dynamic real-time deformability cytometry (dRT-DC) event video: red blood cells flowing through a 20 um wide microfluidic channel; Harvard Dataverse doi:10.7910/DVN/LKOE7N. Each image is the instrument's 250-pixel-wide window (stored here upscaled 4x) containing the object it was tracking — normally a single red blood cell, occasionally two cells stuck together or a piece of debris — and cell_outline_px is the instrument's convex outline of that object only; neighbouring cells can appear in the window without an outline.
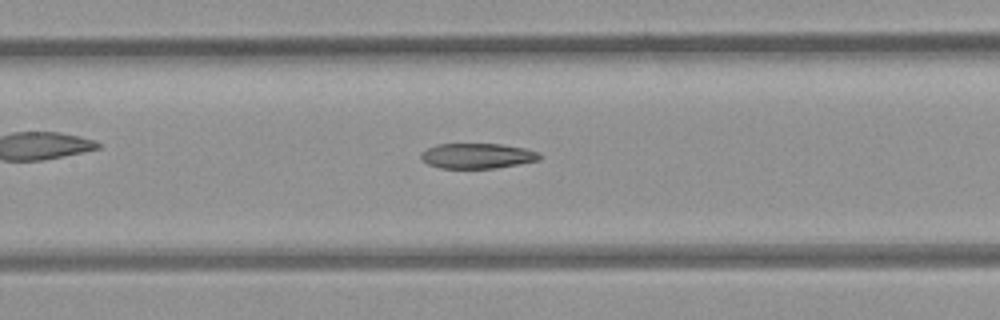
{"species": "common noctule bat (a hibernating species)", "species_latin": "Nyctalus noctula", "temperature_condition": "room temperature", "stored_images_in_passage": 33, "camera_frame_rate_fps": 3000, "um_per_image_px": 0.085, "animal": {"sex": "female", "body_mass_g": 21.9}, "frame": {"image": 1, "passage_image": 15, "time_ms": 4.667, "image_size_px": [1000, 320], "cell_outline_px": [[540, 160], [496, 168], [440, 168], [428, 164], [420, 156], [420, 152], [436, 144], [500, 144], [524, 148], [540, 152]], "centroid_in_image_um": [40.57, 13.24], "position_along_channel_um": 166.8, "area_um2": 17.4}}
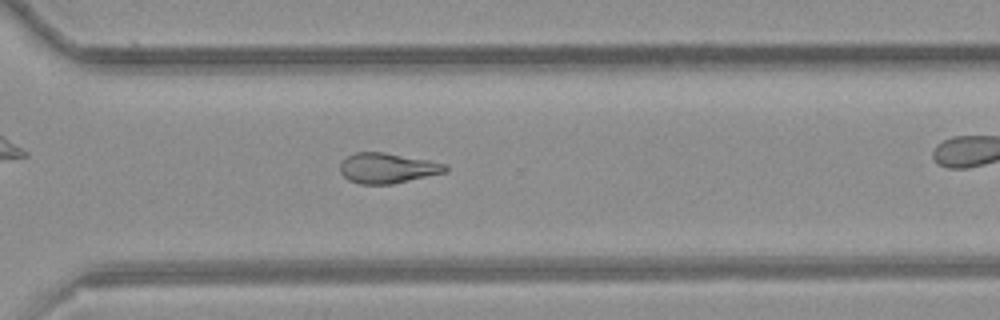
{"frame": {"image": 2, "passage_image": 28, "time_ms": 9.0, "image_size_px": [1000, 320], "cell_outline_px": [[448, 172], [392, 184], [360, 184], [348, 180], [340, 172], [340, 164], [348, 156], [356, 152], [384, 152], [428, 160], [448, 164]], "centroid_in_image_um": [32.96, 14.29], "position_along_channel_um": 337.6, "area_um2": 18.61}}